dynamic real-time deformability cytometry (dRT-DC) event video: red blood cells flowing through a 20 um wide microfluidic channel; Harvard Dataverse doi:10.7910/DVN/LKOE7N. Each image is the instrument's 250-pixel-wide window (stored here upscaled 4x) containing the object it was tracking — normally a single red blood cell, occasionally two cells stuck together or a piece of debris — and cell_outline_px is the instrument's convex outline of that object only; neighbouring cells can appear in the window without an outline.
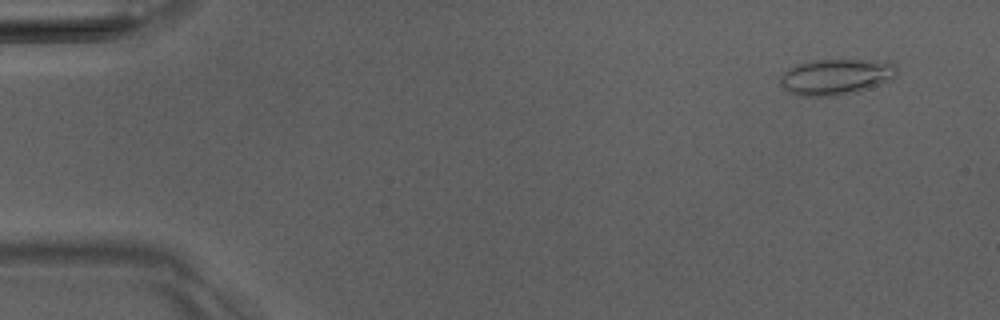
{"species": "Egyptian fruit bat (a non-hibernating species)", "species_latin": "Rousettus aegyptiacus", "temperature_condition": "room temperature", "stored_images_in_passage": 5, "camera_frame_rate_fps": 3000, "um_per_image_px": 0.085, "animal": {"sex": "male"}, "frame": {"image": 1, "passage_image": 2, "time_ms": 1.0, "image_size_px": [1000, 320], "cell_outline_px": [[896, 76], [892, 80], [856, 92], [836, 96], [800, 96], [788, 92], [780, 84], [780, 76], [784, 72], [796, 64], [812, 60], [888, 60], [896, 64]], "centroid_in_image_um": [71.08, 6.52], "position_along_channel_um": 13.9, "area_um2": 24.68}}